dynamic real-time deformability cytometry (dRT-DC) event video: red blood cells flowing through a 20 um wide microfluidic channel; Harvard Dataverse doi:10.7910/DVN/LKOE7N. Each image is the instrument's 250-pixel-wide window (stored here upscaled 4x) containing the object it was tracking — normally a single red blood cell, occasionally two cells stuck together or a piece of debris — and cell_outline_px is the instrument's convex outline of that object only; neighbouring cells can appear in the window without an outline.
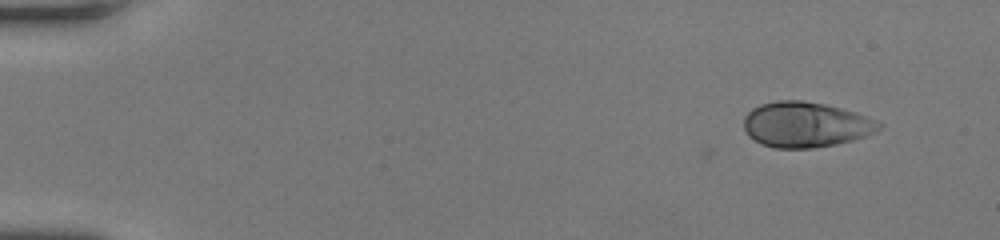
{"species": "human", "species_latin": "Homo sapiens", "temperature_condition": "room temperature", "stored_images_in_passage": 46, "camera_frame_rate_fps": 3000, "um_per_image_px": 0.085, "donor": {"sex": "female"}, "frame": {"image": 1, "passage_image": 1, "time_ms": 0.0, "image_size_px": [1000, 240], "cell_outline_px": [[884, 124], [876, 132], [852, 140], [836, 144], [812, 148], [772, 148], [760, 144], [748, 136], [744, 128], [744, 116], [752, 108], [760, 104], [776, 100], [804, 100], [824, 104], [856, 112], [876, 120]], "centroid_in_image_um": [68.46, 10.59], "position_along_channel_um": 16.5, "area_um2": 35.95}}
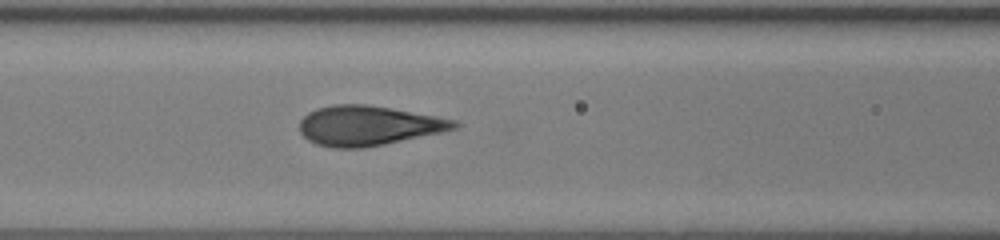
{"frame": {"image": 2, "passage_image": 19, "time_ms": 6.0, "image_size_px": [1000, 240], "cell_outline_px": [[460, 124], [456, 128], [440, 132], [384, 144], [364, 148], [332, 148], [316, 144], [308, 140], [300, 132], [300, 120], [308, 112], [316, 108], [332, 104], [368, 104], [436, 116], [456, 120]], "centroid_in_image_um": [31.26, 10.67], "position_along_channel_um": 135.3, "area_um2": 35.78}}
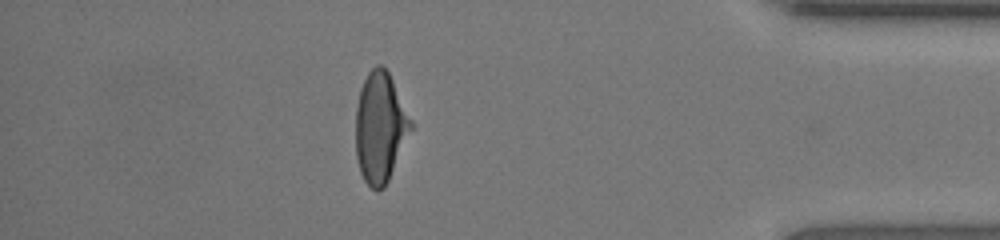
{"frame": {"image": 3, "passage_image": 40, "time_ms": 13.0, "image_size_px": [1000, 240], "cell_outline_px": [[412, 128], [388, 180], [384, 188], [376, 192], [364, 180], [360, 172], [356, 156], [356, 108], [360, 88], [368, 72], [376, 64], [380, 64], [388, 72], [412, 120]], "centroid_in_image_um": [32.3, 10.83], "position_along_channel_um": 402.9, "area_um2": 35.14}, "authors_computed_cell_mechanics": {"area_um2": 35.836, "velocity_mm_per_s": 4.32, "shape_relaxation_time_tau1_ms": 3.9968, "shape_relaxation_time_tau2_ms": null, "deformation_change_tau1": 0.2026, "deformation_change_tau2": null}}